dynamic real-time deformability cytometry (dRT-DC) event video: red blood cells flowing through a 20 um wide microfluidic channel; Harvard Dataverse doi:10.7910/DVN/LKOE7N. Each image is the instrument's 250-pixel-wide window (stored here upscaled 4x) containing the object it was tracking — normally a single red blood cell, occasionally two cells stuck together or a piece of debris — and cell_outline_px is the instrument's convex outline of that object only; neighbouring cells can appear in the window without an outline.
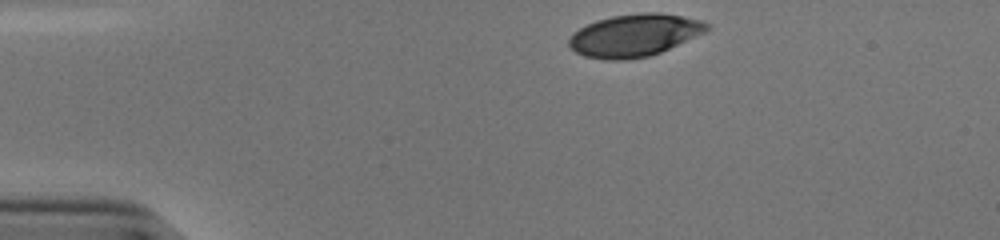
{"species": "human", "species_latin": "Homo sapiens", "temperature_condition": "cold", "stored_images_in_passage": 34, "camera_frame_rate_fps": 3000, "um_per_image_px": 0.085, "donor": {"sex": "male"}, "frame": {"image": 1, "passage_image": 1, "time_ms": 0.0, "image_size_px": [1000, 240], "cell_outline_px": [[708, 28], [704, 32], [660, 52], [648, 56], [628, 60], [604, 60], [584, 56], [576, 52], [568, 44], [568, 40], [580, 28], [596, 20], [612, 16], [640, 12], [660, 12], [700, 20], [708, 24]], "centroid_in_image_um": [53.89, 3.0], "position_along_channel_um": 31.1, "area_um2": 33.7}}
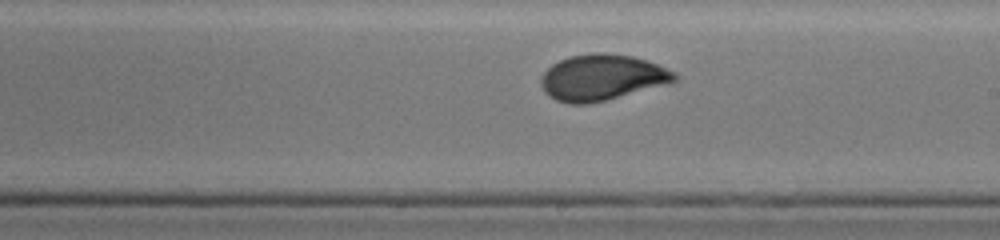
{"frame": {"image": 2, "passage_image": 22, "time_ms": 7.0, "image_size_px": [1000, 240], "cell_outline_px": [[676, 80], [604, 100], [588, 104], [568, 104], [556, 100], [548, 96], [544, 92], [540, 84], [540, 76], [552, 64], [560, 60], [572, 56], [632, 56], [656, 64], [676, 72]], "centroid_in_image_um": [51.07, 6.63], "position_along_channel_um": 237.9, "area_um2": 34.22}}
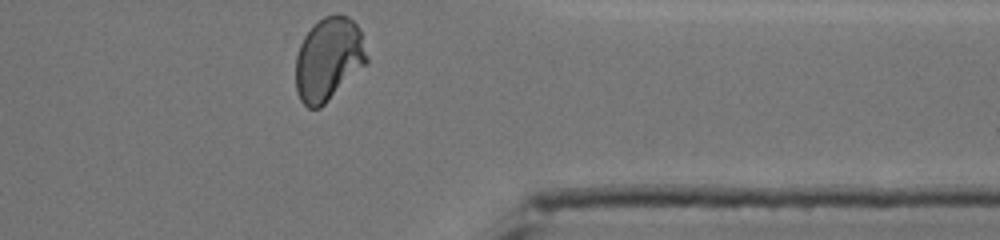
{"frame": {"image": 3, "passage_image": 34, "time_ms": 11.0, "image_size_px": [1000, 240], "cell_outline_px": [[368, 64], [320, 108], [308, 108], [300, 100], [296, 92], [296, 56], [300, 44], [304, 36], [324, 16], [348, 16], [356, 24], [360, 32], [368, 60]], "centroid_in_image_um": [27.92, 5.07], "position_along_channel_um": 383.5, "area_um2": 34.22}, "authors_computed_cell_mechanics": {"area_um2": 34.7089, "velocity_mm_per_s": 3.8454, "shape_relaxation_time_tau1_ms": 4.8793, "shape_relaxation_time_tau2_ms": 0.6257, "deformation_change_tau1": 0.1669, "deformation_change_tau2": 0.0428}}